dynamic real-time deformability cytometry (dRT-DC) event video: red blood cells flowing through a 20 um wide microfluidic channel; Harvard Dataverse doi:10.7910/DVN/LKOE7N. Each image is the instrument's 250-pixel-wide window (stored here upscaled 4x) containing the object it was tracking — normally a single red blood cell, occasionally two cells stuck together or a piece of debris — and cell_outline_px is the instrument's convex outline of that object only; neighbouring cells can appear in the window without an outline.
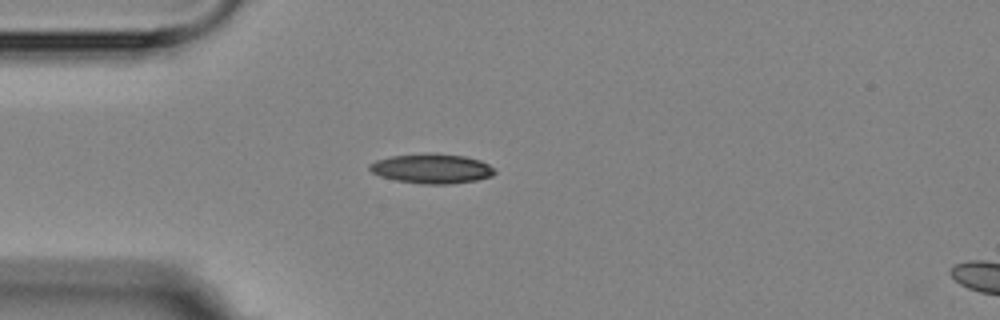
{"species": "Egyptian fruit bat (a non-hibernating species)", "species_latin": "Rousettus aegyptiacus", "temperature_condition": "room temperature", "stored_images_in_passage": 2, "segment_of_instrument_passage": [1, 2], "camera_frame_rate_fps": 3000, "um_per_image_px": 0.085, "animal": {"sex": "female"}, "frame": {"image": 1, "passage_image": 1, "time_ms": 0.0, "image_size_px": [1000, 320], "cell_outline_px": [[496, 172], [492, 176], [476, 180], [448, 184], [424, 184], [396, 180], [380, 176], [372, 172], [368, 168], [368, 164], [376, 160], [392, 156], [420, 152], [436, 152], [464, 156], [480, 160], [488, 164]], "centroid_in_image_um": [36.68, 14.31], "position_along_channel_um": 48.3, "area_um2": 21.85}}